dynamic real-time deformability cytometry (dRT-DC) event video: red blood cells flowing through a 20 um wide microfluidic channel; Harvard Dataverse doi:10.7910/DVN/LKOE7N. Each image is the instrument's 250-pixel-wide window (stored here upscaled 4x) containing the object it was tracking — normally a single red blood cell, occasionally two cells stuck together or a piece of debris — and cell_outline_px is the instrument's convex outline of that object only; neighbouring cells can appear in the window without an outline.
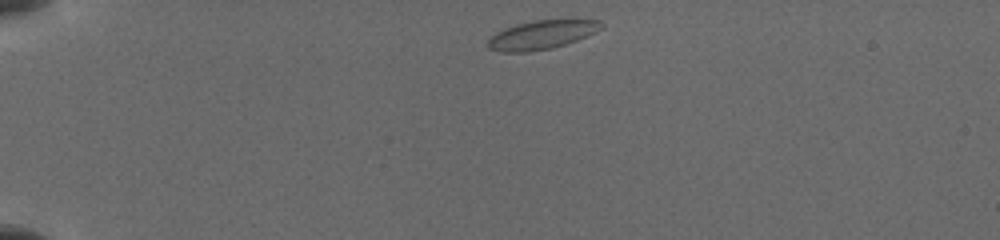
{"species": "common noctule bat (a hibernating species)", "species_latin": "Nyctalus noctula", "temperature_condition": "cold", "stored_images_in_passage": 4, "camera_frame_rate_fps": 3000, "um_per_image_px": 0.085, "animal": {"sex": "female", "body_mass_g": 19.5, "forearm_length_mm": 54.1}, "frame": {"image": 1, "passage_image": 1, "time_ms": 0.0, "image_size_px": [1000, 240], "cell_outline_px": [[604, 28], [596, 32], [576, 40], [564, 44], [548, 48], [524, 52], [500, 52], [488, 48], [488, 40], [496, 32], [504, 28], [516, 24], [532, 20], [600, 20], [604, 24]], "centroid_in_image_um": [46.04, 2.94], "position_along_channel_um": 39.0, "area_um2": 18.84}}
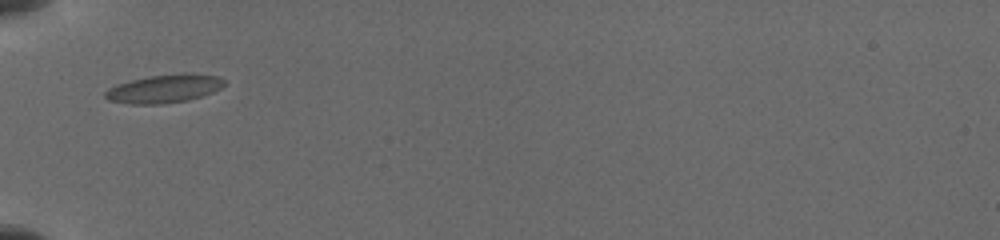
{"frame": {"image": 2, "passage_image": 3, "time_ms": 2.333, "image_size_px": [1000, 240], "cell_outline_px": [[224, 84], [220, 88], [212, 92], [200, 96], [184, 100], [160, 104], [132, 104], [108, 100], [104, 96], [104, 92], [108, 88], [116, 84], [148, 76], [184, 72], [192, 72], [220, 76], [224, 80]], "centroid_in_image_um": [13.95, 7.51], "position_along_channel_um": 71.0, "area_um2": 19.71}}
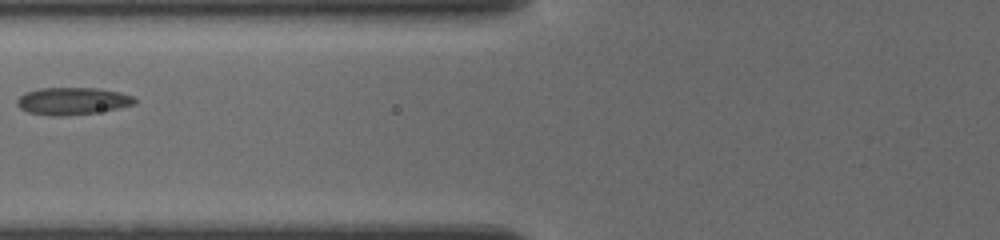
{"frame": {"image": 3, "passage_image": 4, "time_ms": 3.667, "image_size_px": [1000, 240], "cell_outline_px": [[136, 104], [116, 108], [92, 112], [28, 112], [20, 108], [16, 104], [16, 100], [24, 92], [40, 88], [100, 88], [120, 92], [132, 96], [136, 100]], "centroid_in_image_um": [6.19, 8.51], "position_along_channel_um": 119.6, "area_um2": 17.51}}